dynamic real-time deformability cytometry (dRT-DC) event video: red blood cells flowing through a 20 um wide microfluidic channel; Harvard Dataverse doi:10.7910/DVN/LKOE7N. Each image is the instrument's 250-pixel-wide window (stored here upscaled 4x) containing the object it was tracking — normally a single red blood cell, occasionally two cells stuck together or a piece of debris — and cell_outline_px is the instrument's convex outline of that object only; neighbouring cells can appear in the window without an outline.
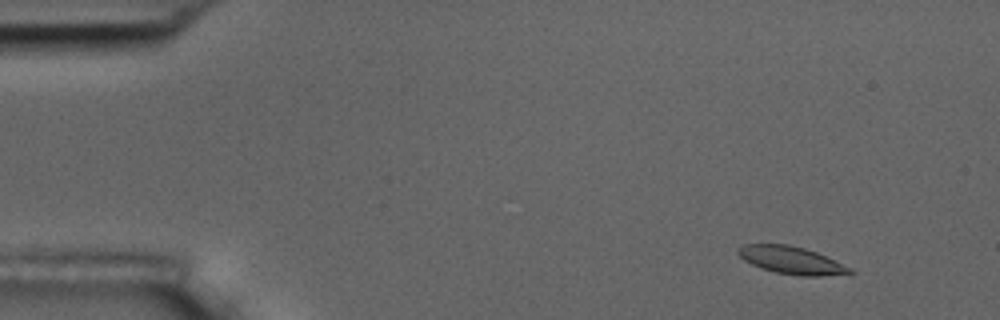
{"species": "common noctule bat (a hibernating species)", "species_latin": "Nyctalus noctula", "temperature_condition": "room temperature", "stored_images_in_passage": 4, "camera_frame_rate_fps": 3000, "um_per_image_px": 0.085, "animal": {"sex": "male", "body_mass_g": 17.5, "forearm_length_mm": 52.3}, "frame": {"image": 1, "passage_image": 2, "time_ms": 1.0, "image_size_px": [1000, 320], "cell_outline_px": [[856, 272], [852, 276], [800, 276], [776, 272], [760, 268], [744, 260], [736, 252], [736, 248], [744, 244], [788, 244], [804, 248], [816, 252], [852, 268]], "centroid_in_image_um": [67.35, 22.14], "position_along_channel_um": 17.7, "area_um2": 18.32}}